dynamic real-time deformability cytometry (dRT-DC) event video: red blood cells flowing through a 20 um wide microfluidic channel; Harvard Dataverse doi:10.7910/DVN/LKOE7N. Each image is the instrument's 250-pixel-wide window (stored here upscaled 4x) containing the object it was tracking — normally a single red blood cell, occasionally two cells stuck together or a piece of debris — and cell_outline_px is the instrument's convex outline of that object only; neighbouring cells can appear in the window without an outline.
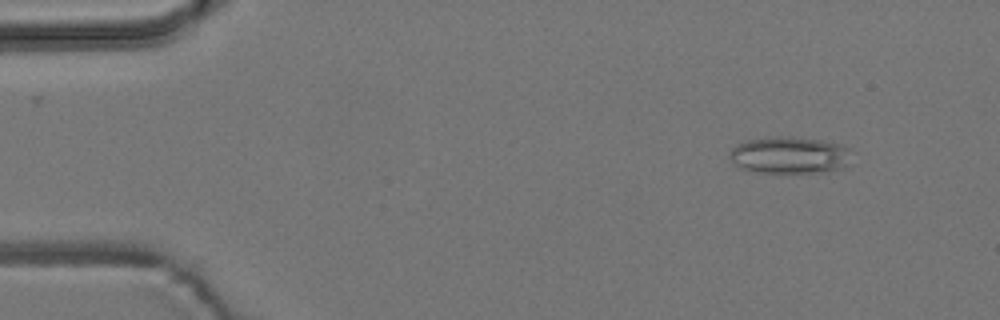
{"species": "common noctule bat (a hibernating species)", "species_latin": "Nyctalus noctula", "temperature_condition": "room temperature", "stored_images_in_passage": 53, "camera_frame_rate_fps": 3000, "um_per_image_px": 0.085, "animal": {"sex": "male", "body_mass_g": 19.2, "forearm_length_mm": 51.8}, "frame": {"image": 1, "passage_image": 5, "time_ms": 1.333, "image_size_px": [1000, 320], "cell_outline_px": [[848, 148], [844, 168], [824, 172], [752, 172], [740, 168], [728, 156], [732, 148], [736, 144], [748, 140], [776, 136], [792, 136], [824, 140], [844, 144]], "centroid_in_image_um": [67.07, 13.17], "position_along_channel_um": 17.9, "area_um2": 26.18}}
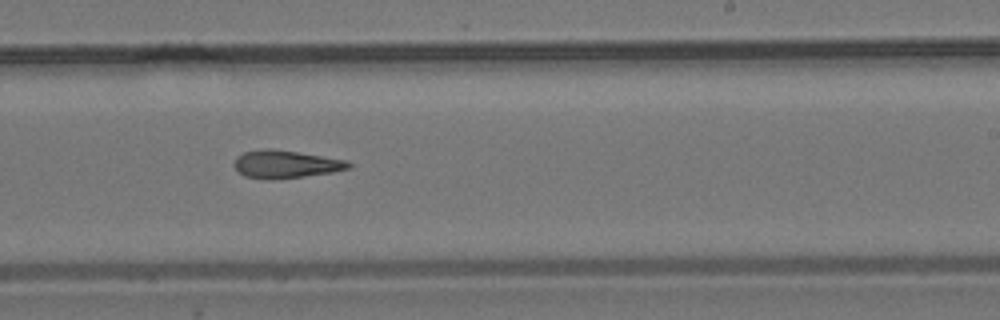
{"frame": {"image": 2, "passage_image": 32, "time_ms": 10.333, "image_size_px": [1000, 320], "cell_outline_px": [[352, 168], [332, 172], [304, 176], [272, 180], [268, 180], [244, 176], [236, 168], [236, 156], [244, 152], [264, 148], [268, 148], [296, 152], [348, 160], [352, 164]], "centroid_in_image_um": [24.31, 13.96], "position_along_channel_um": 264.7, "area_um2": 18.44}}
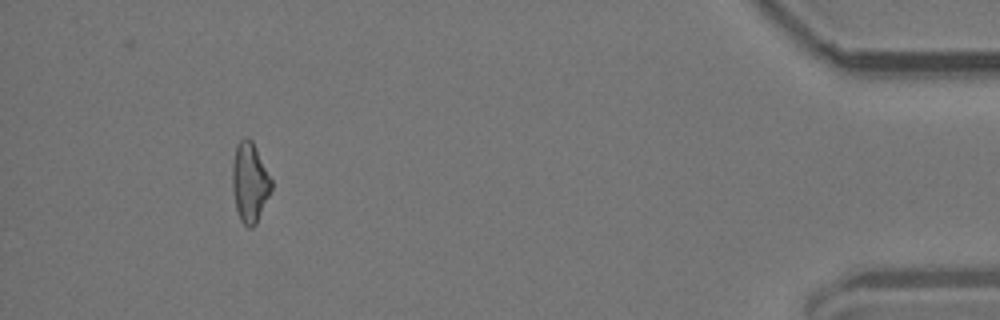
{"frame": {"image": 3, "passage_image": 49, "time_ms": 16.0, "image_size_px": [1000, 320], "cell_outline_px": [[272, 188], [256, 224], [252, 228], [248, 228], [240, 220], [236, 208], [232, 188], [232, 164], [236, 144], [244, 136], [248, 136], [252, 140], [272, 180]], "centroid_in_image_um": [21.21, 15.48], "position_along_channel_um": 414.0, "area_um2": 18.21}, "authors_computed_cell_mechanics": {"area_um2": 18.7272, "velocity_mm_per_s": 3.8356, "shape_relaxation_time_tau1_ms": null, "shape_relaxation_time_tau2_ms": 8.7735, "deformation_change_tau1": null, "deformation_change_tau2": 0.246}}